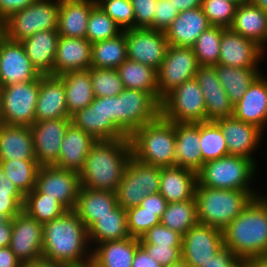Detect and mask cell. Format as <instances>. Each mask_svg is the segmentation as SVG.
I'll return each mask as SVG.
<instances>
[{"mask_svg":"<svg viewBox=\"0 0 267 267\" xmlns=\"http://www.w3.org/2000/svg\"><path fill=\"white\" fill-rule=\"evenodd\" d=\"M59 37L58 30H46L21 41L26 55L40 75H53Z\"/></svg>","mask_w":267,"mask_h":267,"instance_id":"obj_31","label":"cell"},{"mask_svg":"<svg viewBox=\"0 0 267 267\" xmlns=\"http://www.w3.org/2000/svg\"><path fill=\"white\" fill-rule=\"evenodd\" d=\"M160 223L183 236L198 223L195 198L167 203Z\"/></svg>","mask_w":267,"mask_h":267,"instance_id":"obj_41","label":"cell"},{"mask_svg":"<svg viewBox=\"0 0 267 267\" xmlns=\"http://www.w3.org/2000/svg\"><path fill=\"white\" fill-rule=\"evenodd\" d=\"M4 124L3 118H2V113H1V96H0V127Z\"/></svg>","mask_w":267,"mask_h":267,"instance_id":"obj_72","label":"cell"},{"mask_svg":"<svg viewBox=\"0 0 267 267\" xmlns=\"http://www.w3.org/2000/svg\"><path fill=\"white\" fill-rule=\"evenodd\" d=\"M0 196H24L16 185L5 176L0 166Z\"/></svg>","mask_w":267,"mask_h":267,"instance_id":"obj_61","label":"cell"},{"mask_svg":"<svg viewBox=\"0 0 267 267\" xmlns=\"http://www.w3.org/2000/svg\"><path fill=\"white\" fill-rule=\"evenodd\" d=\"M223 246V231L197 223L182 236V259L192 267H202Z\"/></svg>","mask_w":267,"mask_h":267,"instance_id":"obj_16","label":"cell"},{"mask_svg":"<svg viewBox=\"0 0 267 267\" xmlns=\"http://www.w3.org/2000/svg\"><path fill=\"white\" fill-rule=\"evenodd\" d=\"M119 130L127 137L161 115V101L152 93L124 88L118 95Z\"/></svg>","mask_w":267,"mask_h":267,"instance_id":"obj_10","label":"cell"},{"mask_svg":"<svg viewBox=\"0 0 267 267\" xmlns=\"http://www.w3.org/2000/svg\"><path fill=\"white\" fill-rule=\"evenodd\" d=\"M175 8L179 11L191 10L197 7H201L203 0H170Z\"/></svg>","mask_w":267,"mask_h":267,"instance_id":"obj_64","label":"cell"},{"mask_svg":"<svg viewBox=\"0 0 267 267\" xmlns=\"http://www.w3.org/2000/svg\"><path fill=\"white\" fill-rule=\"evenodd\" d=\"M0 166L24 196L35 188L40 168L36 160H0Z\"/></svg>","mask_w":267,"mask_h":267,"instance_id":"obj_42","label":"cell"},{"mask_svg":"<svg viewBox=\"0 0 267 267\" xmlns=\"http://www.w3.org/2000/svg\"><path fill=\"white\" fill-rule=\"evenodd\" d=\"M80 187L79 173L52 165L40 166L34 189L55 198L67 210H73Z\"/></svg>","mask_w":267,"mask_h":267,"instance_id":"obj_13","label":"cell"},{"mask_svg":"<svg viewBox=\"0 0 267 267\" xmlns=\"http://www.w3.org/2000/svg\"><path fill=\"white\" fill-rule=\"evenodd\" d=\"M99 7L122 31L135 28L134 9L130 0H106Z\"/></svg>","mask_w":267,"mask_h":267,"instance_id":"obj_49","label":"cell"},{"mask_svg":"<svg viewBox=\"0 0 267 267\" xmlns=\"http://www.w3.org/2000/svg\"><path fill=\"white\" fill-rule=\"evenodd\" d=\"M116 193L80 187L73 211L83 221L87 230L117 206Z\"/></svg>","mask_w":267,"mask_h":267,"instance_id":"obj_34","label":"cell"},{"mask_svg":"<svg viewBox=\"0 0 267 267\" xmlns=\"http://www.w3.org/2000/svg\"><path fill=\"white\" fill-rule=\"evenodd\" d=\"M37 0H0V19L6 20L12 13L25 9Z\"/></svg>","mask_w":267,"mask_h":267,"instance_id":"obj_58","label":"cell"},{"mask_svg":"<svg viewBox=\"0 0 267 267\" xmlns=\"http://www.w3.org/2000/svg\"><path fill=\"white\" fill-rule=\"evenodd\" d=\"M127 59L159 69L169 46L163 31L151 28H132L125 30Z\"/></svg>","mask_w":267,"mask_h":267,"instance_id":"obj_14","label":"cell"},{"mask_svg":"<svg viewBox=\"0 0 267 267\" xmlns=\"http://www.w3.org/2000/svg\"><path fill=\"white\" fill-rule=\"evenodd\" d=\"M250 1L267 13V0H250Z\"/></svg>","mask_w":267,"mask_h":267,"instance_id":"obj_67","label":"cell"},{"mask_svg":"<svg viewBox=\"0 0 267 267\" xmlns=\"http://www.w3.org/2000/svg\"><path fill=\"white\" fill-rule=\"evenodd\" d=\"M116 70L124 88L152 92L159 99L157 71L154 68L126 59Z\"/></svg>","mask_w":267,"mask_h":267,"instance_id":"obj_39","label":"cell"},{"mask_svg":"<svg viewBox=\"0 0 267 267\" xmlns=\"http://www.w3.org/2000/svg\"><path fill=\"white\" fill-rule=\"evenodd\" d=\"M132 267H162L156 262L152 257H150L147 252L139 246L136 250Z\"/></svg>","mask_w":267,"mask_h":267,"instance_id":"obj_59","label":"cell"},{"mask_svg":"<svg viewBox=\"0 0 267 267\" xmlns=\"http://www.w3.org/2000/svg\"><path fill=\"white\" fill-rule=\"evenodd\" d=\"M96 141L92 135L71 123L65 132L58 161L54 166L80 173L84 168L87 155Z\"/></svg>","mask_w":267,"mask_h":267,"instance_id":"obj_27","label":"cell"},{"mask_svg":"<svg viewBox=\"0 0 267 267\" xmlns=\"http://www.w3.org/2000/svg\"><path fill=\"white\" fill-rule=\"evenodd\" d=\"M226 140L228 155L249 158L254 162L253 153L265 134L258 126L235 119L233 116L214 121Z\"/></svg>","mask_w":267,"mask_h":267,"instance_id":"obj_19","label":"cell"},{"mask_svg":"<svg viewBox=\"0 0 267 267\" xmlns=\"http://www.w3.org/2000/svg\"><path fill=\"white\" fill-rule=\"evenodd\" d=\"M155 7L154 24L150 28L165 32L180 12L170 0H158Z\"/></svg>","mask_w":267,"mask_h":267,"instance_id":"obj_53","label":"cell"},{"mask_svg":"<svg viewBox=\"0 0 267 267\" xmlns=\"http://www.w3.org/2000/svg\"><path fill=\"white\" fill-rule=\"evenodd\" d=\"M23 211L41 224L62 216L68 210L55 198L38 193L35 189L24 198Z\"/></svg>","mask_w":267,"mask_h":267,"instance_id":"obj_43","label":"cell"},{"mask_svg":"<svg viewBox=\"0 0 267 267\" xmlns=\"http://www.w3.org/2000/svg\"><path fill=\"white\" fill-rule=\"evenodd\" d=\"M197 173L179 166L161 167L159 193L168 203L194 198Z\"/></svg>","mask_w":267,"mask_h":267,"instance_id":"obj_29","label":"cell"},{"mask_svg":"<svg viewBox=\"0 0 267 267\" xmlns=\"http://www.w3.org/2000/svg\"><path fill=\"white\" fill-rule=\"evenodd\" d=\"M223 241L242 261L267 257V202L261 195L227 225Z\"/></svg>","mask_w":267,"mask_h":267,"instance_id":"obj_3","label":"cell"},{"mask_svg":"<svg viewBox=\"0 0 267 267\" xmlns=\"http://www.w3.org/2000/svg\"><path fill=\"white\" fill-rule=\"evenodd\" d=\"M194 198L198 223L223 231L254 196L248 191L215 189L197 183Z\"/></svg>","mask_w":267,"mask_h":267,"instance_id":"obj_5","label":"cell"},{"mask_svg":"<svg viewBox=\"0 0 267 267\" xmlns=\"http://www.w3.org/2000/svg\"><path fill=\"white\" fill-rule=\"evenodd\" d=\"M161 115L175 123L206 122L205 99L195 78L185 81L162 100Z\"/></svg>","mask_w":267,"mask_h":267,"instance_id":"obj_9","label":"cell"},{"mask_svg":"<svg viewBox=\"0 0 267 267\" xmlns=\"http://www.w3.org/2000/svg\"><path fill=\"white\" fill-rule=\"evenodd\" d=\"M59 77L64 83L66 107L70 117L92 103L95 97L89 69L66 72Z\"/></svg>","mask_w":267,"mask_h":267,"instance_id":"obj_36","label":"cell"},{"mask_svg":"<svg viewBox=\"0 0 267 267\" xmlns=\"http://www.w3.org/2000/svg\"><path fill=\"white\" fill-rule=\"evenodd\" d=\"M74 267H96L92 262H89L87 264L79 265V266H74Z\"/></svg>","mask_w":267,"mask_h":267,"instance_id":"obj_70","label":"cell"},{"mask_svg":"<svg viewBox=\"0 0 267 267\" xmlns=\"http://www.w3.org/2000/svg\"><path fill=\"white\" fill-rule=\"evenodd\" d=\"M257 162L241 156L227 155L205 162L197 172V181L201 186L215 189L243 190L254 197L261 193L250 185L256 175ZM252 187V188H251Z\"/></svg>","mask_w":267,"mask_h":267,"instance_id":"obj_6","label":"cell"},{"mask_svg":"<svg viewBox=\"0 0 267 267\" xmlns=\"http://www.w3.org/2000/svg\"><path fill=\"white\" fill-rule=\"evenodd\" d=\"M23 264L11 251L10 247H0V267H22Z\"/></svg>","mask_w":267,"mask_h":267,"instance_id":"obj_62","label":"cell"},{"mask_svg":"<svg viewBox=\"0 0 267 267\" xmlns=\"http://www.w3.org/2000/svg\"><path fill=\"white\" fill-rule=\"evenodd\" d=\"M121 32L120 27L98 5L92 8L86 31V39L91 44L116 37Z\"/></svg>","mask_w":267,"mask_h":267,"instance_id":"obj_46","label":"cell"},{"mask_svg":"<svg viewBox=\"0 0 267 267\" xmlns=\"http://www.w3.org/2000/svg\"><path fill=\"white\" fill-rule=\"evenodd\" d=\"M25 196H0V210L9 219L23 210Z\"/></svg>","mask_w":267,"mask_h":267,"instance_id":"obj_56","label":"cell"},{"mask_svg":"<svg viewBox=\"0 0 267 267\" xmlns=\"http://www.w3.org/2000/svg\"><path fill=\"white\" fill-rule=\"evenodd\" d=\"M126 59L125 30L116 37L92 43V68L117 69Z\"/></svg>","mask_w":267,"mask_h":267,"instance_id":"obj_40","label":"cell"},{"mask_svg":"<svg viewBox=\"0 0 267 267\" xmlns=\"http://www.w3.org/2000/svg\"><path fill=\"white\" fill-rule=\"evenodd\" d=\"M40 77L22 43L0 34V87L31 82Z\"/></svg>","mask_w":267,"mask_h":267,"instance_id":"obj_17","label":"cell"},{"mask_svg":"<svg viewBox=\"0 0 267 267\" xmlns=\"http://www.w3.org/2000/svg\"><path fill=\"white\" fill-rule=\"evenodd\" d=\"M200 150L202 166L205 162L228 155L226 140L214 121L200 123Z\"/></svg>","mask_w":267,"mask_h":267,"instance_id":"obj_45","label":"cell"},{"mask_svg":"<svg viewBox=\"0 0 267 267\" xmlns=\"http://www.w3.org/2000/svg\"><path fill=\"white\" fill-rule=\"evenodd\" d=\"M131 237L127 228L126 210L117 205L88 229V240L92 247L102 242ZM92 244V245H91Z\"/></svg>","mask_w":267,"mask_h":267,"instance_id":"obj_37","label":"cell"},{"mask_svg":"<svg viewBox=\"0 0 267 267\" xmlns=\"http://www.w3.org/2000/svg\"><path fill=\"white\" fill-rule=\"evenodd\" d=\"M22 267H71V266L67 264H63V263H55V262H48L45 260H40L37 262L23 264Z\"/></svg>","mask_w":267,"mask_h":267,"instance_id":"obj_65","label":"cell"},{"mask_svg":"<svg viewBox=\"0 0 267 267\" xmlns=\"http://www.w3.org/2000/svg\"><path fill=\"white\" fill-rule=\"evenodd\" d=\"M175 166L198 172L202 168L200 123H175Z\"/></svg>","mask_w":267,"mask_h":267,"instance_id":"obj_30","label":"cell"},{"mask_svg":"<svg viewBox=\"0 0 267 267\" xmlns=\"http://www.w3.org/2000/svg\"><path fill=\"white\" fill-rule=\"evenodd\" d=\"M163 267H192L190 266L186 261H184L182 258L175 262V263H171L170 265L167 266H163Z\"/></svg>","mask_w":267,"mask_h":267,"instance_id":"obj_68","label":"cell"},{"mask_svg":"<svg viewBox=\"0 0 267 267\" xmlns=\"http://www.w3.org/2000/svg\"><path fill=\"white\" fill-rule=\"evenodd\" d=\"M9 247L22 264L43 260V224L22 210L13 217Z\"/></svg>","mask_w":267,"mask_h":267,"instance_id":"obj_15","label":"cell"},{"mask_svg":"<svg viewBox=\"0 0 267 267\" xmlns=\"http://www.w3.org/2000/svg\"><path fill=\"white\" fill-rule=\"evenodd\" d=\"M71 123L92 135L96 140H119L126 136L106 117L103 97H95L92 103L71 116Z\"/></svg>","mask_w":267,"mask_h":267,"instance_id":"obj_22","label":"cell"},{"mask_svg":"<svg viewBox=\"0 0 267 267\" xmlns=\"http://www.w3.org/2000/svg\"><path fill=\"white\" fill-rule=\"evenodd\" d=\"M139 243L147 254L162 267L175 263L182 258V246H157L145 243L141 238H139Z\"/></svg>","mask_w":267,"mask_h":267,"instance_id":"obj_52","label":"cell"},{"mask_svg":"<svg viewBox=\"0 0 267 267\" xmlns=\"http://www.w3.org/2000/svg\"><path fill=\"white\" fill-rule=\"evenodd\" d=\"M39 95V78L0 87L1 113L4 124L31 126Z\"/></svg>","mask_w":267,"mask_h":267,"instance_id":"obj_11","label":"cell"},{"mask_svg":"<svg viewBox=\"0 0 267 267\" xmlns=\"http://www.w3.org/2000/svg\"><path fill=\"white\" fill-rule=\"evenodd\" d=\"M134 9L135 28H150L154 24L158 0H130Z\"/></svg>","mask_w":267,"mask_h":267,"instance_id":"obj_54","label":"cell"},{"mask_svg":"<svg viewBox=\"0 0 267 267\" xmlns=\"http://www.w3.org/2000/svg\"><path fill=\"white\" fill-rule=\"evenodd\" d=\"M94 97H111L119 95L124 85L116 69L89 68Z\"/></svg>","mask_w":267,"mask_h":267,"instance_id":"obj_47","label":"cell"},{"mask_svg":"<svg viewBox=\"0 0 267 267\" xmlns=\"http://www.w3.org/2000/svg\"><path fill=\"white\" fill-rule=\"evenodd\" d=\"M95 2L96 5H100L103 1H106V0H93Z\"/></svg>","mask_w":267,"mask_h":267,"instance_id":"obj_73","label":"cell"},{"mask_svg":"<svg viewBox=\"0 0 267 267\" xmlns=\"http://www.w3.org/2000/svg\"><path fill=\"white\" fill-rule=\"evenodd\" d=\"M242 260L228 247L223 246L202 267H241Z\"/></svg>","mask_w":267,"mask_h":267,"instance_id":"obj_55","label":"cell"},{"mask_svg":"<svg viewBox=\"0 0 267 267\" xmlns=\"http://www.w3.org/2000/svg\"><path fill=\"white\" fill-rule=\"evenodd\" d=\"M92 44L86 38L60 36L53 65V75L91 67Z\"/></svg>","mask_w":267,"mask_h":267,"instance_id":"obj_25","label":"cell"},{"mask_svg":"<svg viewBox=\"0 0 267 267\" xmlns=\"http://www.w3.org/2000/svg\"><path fill=\"white\" fill-rule=\"evenodd\" d=\"M13 228V218L0 224V247H7L10 244Z\"/></svg>","mask_w":267,"mask_h":267,"instance_id":"obj_63","label":"cell"},{"mask_svg":"<svg viewBox=\"0 0 267 267\" xmlns=\"http://www.w3.org/2000/svg\"><path fill=\"white\" fill-rule=\"evenodd\" d=\"M139 246V238L135 237L102 242L91 250V262L96 267H132Z\"/></svg>","mask_w":267,"mask_h":267,"instance_id":"obj_33","label":"cell"},{"mask_svg":"<svg viewBox=\"0 0 267 267\" xmlns=\"http://www.w3.org/2000/svg\"><path fill=\"white\" fill-rule=\"evenodd\" d=\"M233 117L256 125L265 132L267 128V77L263 73L252 82L243 97L233 106Z\"/></svg>","mask_w":267,"mask_h":267,"instance_id":"obj_23","label":"cell"},{"mask_svg":"<svg viewBox=\"0 0 267 267\" xmlns=\"http://www.w3.org/2000/svg\"><path fill=\"white\" fill-rule=\"evenodd\" d=\"M161 167L131 157L116 190L117 204L127 210L138 206L147 195L159 193Z\"/></svg>","mask_w":267,"mask_h":267,"instance_id":"obj_8","label":"cell"},{"mask_svg":"<svg viewBox=\"0 0 267 267\" xmlns=\"http://www.w3.org/2000/svg\"><path fill=\"white\" fill-rule=\"evenodd\" d=\"M132 157L157 167L175 166V122L160 115L129 136Z\"/></svg>","mask_w":267,"mask_h":267,"instance_id":"obj_4","label":"cell"},{"mask_svg":"<svg viewBox=\"0 0 267 267\" xmlns=\"http://www.w3.org/2000/svg\"><path fill=\"white\" fill-rule=\"evenodd\" d=\"M60 0H37L3 21V35L21 42L40 31L58 30Z\"/></svg>","mask_w":267,"mask_h":267,"instance_id":"obj_7","label":"cell"},{"mask_svg":"<svg viewBox=\"0 0 267 267\" xmlns=\"http://www.w3.org/2000/svg\"><path fill=\"white\" fill-rule=\"evenodd\" d=\"M127 213V228L131 237L140 238L145 232L160 224L156 212H150L140 205L129 208Z\"/></svg>","mask_w":267,"mask_h":267,"instance_id":"obj_50","label":"cell"},{"mask_svg":"<svg viewBox=\"0 0 267 267\" xmlns=\"http://www.w3.org/2000/svg\"><path fill=\"white\" fill-rule=\"evenodd\" d=\"M210 26L202 8L197 7L180 12L164 33L169 45L191 48Z\"/></svg>","mask_w":267,"mask_h":267,"instance_id":"obj_26","label":"cell"},{"mask_svg":"<svg viewBox=\"0 0 267 267\" xmlns=\"http://www.w3.org/2000/svg\"><path fill=\"white\" fill-rule=\"evenodd\" d=\"M106 117L119 129L118 95L105 97Z\"/></svg>","mask_w":267,"mask_h":267,"instance_id":"obj_60","label":"cell"},{"mask_svg":"<svg viewBox=\"0 0 267 267\" xmlns=\"http://www.w3.org/2000/svg\"><path fill=\"white\" fill-rule=\"evenodd\" d=\"M202 90L206 105V121L233 116V104L219 82L214 66H199L194 77Z\"/></svg>","mask_w":267,"mask_h":267,"instance_id":"obj_21","label":"cell"},{"mask_svg":"<svg viewBox=\"0 0 267 267\" xmlns=\"http://www.w3.org/2000/svg\"><path fill=\"white\" fill-rule=\"evenodd\" d=\"M241 267H267V257L243 260Z\"/></svg>","mask_w":267,"mask_h":267,"instance_id":"obj_66","label":"cell"},{"mask_svg":"<svg viewBox=\"0 0 267 267\" xmlns=\"http://www.w3.org/2000/svg\"><path fill=\"white\" fill-rule=\"evenodd\" d=\"M93 0H60L58 33L71 38H86Z\"/></svg>","mask_w":267,"mask_h":267,"instance_id":"obj_35","label":"cell"},{"mask_svg":"<svg viewBox=\"0 0 267 267\" xmlns=\"http://www.w3.org/2000/svg\"><path fill=\"white\" fill-rule=\"evenodd\" d=\"M71 118L35 121L31 126L36 161L40 166H52L58 161L65 132Z\"/></svg>","mask_w":267,"mask_h":267,"instance_id":"obj_18","label":"cell"},{"mask_svg":"<svg viewBox=\"0 0 267 267\" xmlns=\"http://www.w3.org/2000/svg\"><path fill=\"white\" fill-rule=\"evenodd\" d=\"M8 220H9V218L4 213H2V211L0 210V224L5 223Z\"/></svg>","mask_w":267,"mask_h":267,"instance_id":"obj_69","label":"cell"},{"mask_svg":"<svg viewBox=\"0 0 267 267\" xmlns=\"http://www.w3.org/2000/svg\"><path fill=\"white\" fill-rule=\"evenodd\" d=\"M219 63L236 68H259L266 53L254 41L245 38L230 28L224 29L220 42Z\"/></svg>","mask_w":267,"mask_h":267,"instance_id":"obj_20","label":"cell"},{"mask_svg":"<svg viewBox=\"0 0 267 267\" xmlns=\"http://www.w3.org/2000/svg\"><path fill=\"white\" fill-rule=\"evenodd\" d=\"M132 157L129 138L97 140L91 147L80 174L81 186L116 192Z\"/></svg>","mask_w":267,"mask_h":267,"instance_id":"obj_2","label":"cell"},{"mask_svg":"<svg viewBox=\"0 0 267 267\" xmlns=\"http://www.w3.org/2000/svg\"><path fill=\"white\" fill-rule=\"evenodd\" d=\"M214 67L219 82L233 105L243 97L252 82L261 74L259 68H236L224 64Z\"/></svg>","mask_w":267,"mask_h":267,"instance_id":"obj_38","label":"cell"},{"mask_svg":"<svg viewBox=\"0 0 267 267\" xmlns=\"http://www.w3.org/2000/svg\"><path fill=\"white\" fill-rule=\"evenodd\" d=\"M228 1H230V2H234V3H236L237 5H239V4H241V3H245V2H247L248 0H228Z\"/></svg>","mask_w":267,"mask_h":267,"instance_id":"obj_71","label":"cell"},{"mask_svg":"<svg viewBox=\"0 0 267 267\" xmlns=\"http://www.w3.org/2000/svg\"><path fill=\"white\" fill-rule=\"evenodd\" d=\"M237 4L228 0H203L201 8L211 26L230 28Z\"/></svg>","mask_w":267,"mask_h":267,"instance_id":"obj_48","label":"cell"},{"mask_svg":"<svg viewBox=\"0 0 267 267\" xmlns=\"http://www.w3.org/2000/svg\"><path fill=\"white\" fill-rule=\"evenodd\" d=\"M167 203L166 199L160 193H156L147 195L141 202L140 206L147 211L156 212V215L161 219Z\"/></svg>","mask_w":267,"mask_h":267,"instance_id":"obj_57","label":"cell"},{"mask_svg":"<svg viewBox=\"0 0 267 267\" xmlns=\"http://www.w3.org/2000/svg\"><path fill=\"white\" fill-rule=\"evenodd\" d=\"M2 33H3V22L0 19V34H2Z\"/></svg>","mask_w":267,"mask_h":267,"instance_id":"obj_74","label":"cell"},{"mask_svg":"<svg viewBox=\"0 0 267 267\" xmlns=\"http://www.w3.org/2000/svg\"><path fill=\"white\" fill-rule=\"evenodd\" d=\"M89 245V246H88ZM88 230L73 210L43 225V260L71 267L91 262Z\"/></svg>","mask_w":267,"mask_h":267,"instance_id":"obj_1","label":"cell"},{"mask_svg":"<svg viewBox=\"0 0 267 267\" xmlns=\"http://www.w3.org/2000/svg\"><path fill=\"white\" fill-rule=\"evenodd\" d=\"M230 29L254 41L266 52L267 13L250 0L237 6Z\"/></svg>","mask_w":267,"mask_h":267,"instance_id":"obj_28","label":"cell"},{"mask_svg":"<svg viewBox=\"0 0 267 267\" xmlns=\"http://www.w3.org/2000/svg\"><path fill=\"white\" fill-rule=\"evenodd\" d=\"M263 197V199L267 202V196L266 195H261Z\"/></svg>","mask_w":267,"mask_h":267,"instance_id":"obj_75","label":"cell"},{"mask_svg":"<svg viewBox=\"0 0 267 267\" xmlns=\"http://www.w3.org/2000/svg\"><path fill=\"white\" fill-rule=\"evenodd\" d=\"M36 160L30 126L0 127V160Z\"/></svg>","mask_w":267,"mask_h":267,"instance_id":"obj_32","label":"cell"},{"mask_svg":"<svg viewBox=\"0 0 267 267\" xmlns=\"http://www.w3.org/2000/svg\"><path fill=\"white\" fill-rule=\"evenodd\" d=\"M199 66L192 48L169 45L157 70L159 100L162 102L171 91L194 78Z\"/></svg>","mask_w":267,"mask_h":267,"instance_id":"obj_12","label":"cell"},{"mask_svg":"<svg viewBox=\"0 0 267 267\" xmlns=\"http://www.w3.org/2000/svg\"><path fill=\"white\" fill-rule=\"evenodd\" d=\"M71 118L66 107L65 87L57 75H41L35 121Z\"/></svg>","mask_w":267,"mask_h":267,"instance_id":"obj_24","label":"cell"},{"mask_svg":"<svg viewBox=\"0 0 267 267\" xmlns=\"http://www.w3.org/2000/svg\"><path fill=\"white\" fill-rule=\"evenodd\" d=\"M140 238L145 243L157 246H182V235L161 223L149 229Z\"/></svg>","mask_w":267,"mask_h":267,"instance_id":"obj_51","label":"cell"},{"mask_svg":"<svg viewBox=\"0 0 267 267\" xmlns=\"http://www.w3.org/2000/svg\"><path fill=\"white\" fill-rule=\"evenodd\" d=\"M224 29L219 26H210L191 47L200 66H215L219 63L220 42Z\"/></svg>","mask_w":267,"mask_h":267,"instance_id":"obj_44","label":"cell"}]
</instances>
